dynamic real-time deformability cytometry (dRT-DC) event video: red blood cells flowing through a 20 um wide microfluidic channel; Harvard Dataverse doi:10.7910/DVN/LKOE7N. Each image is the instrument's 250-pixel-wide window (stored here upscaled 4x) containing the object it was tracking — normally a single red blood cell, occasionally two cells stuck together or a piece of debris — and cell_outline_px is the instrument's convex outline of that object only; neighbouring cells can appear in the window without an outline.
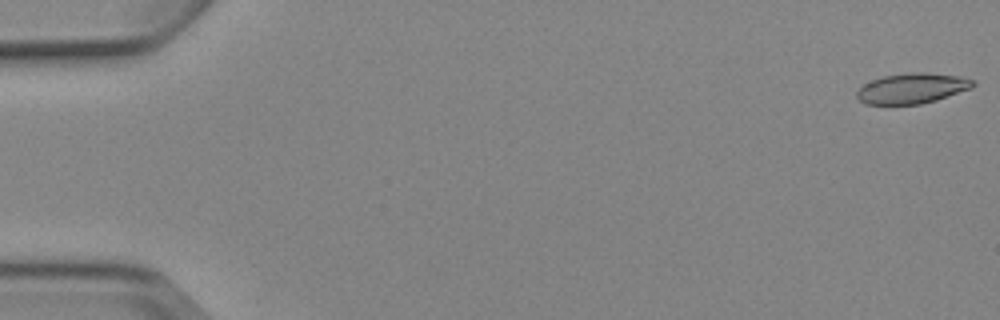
{"species": "Egyptian fruit bat (a non-hibernating species)", "species_latin": "Rousettus aegyptiacus", "temperature_condition": "cold", "stored_images_in_passage": 4, "camera_frame_rate_fps": 3000, "um_per_image_px": 0.085, "animal": {"sex": "female"}, "frame": {"image": 1, "passage_image": 1, "time_ms": 0.0, "image_size_px": [1000, 320], "cell_outline_px": [[976, 84], [972, 88], [936, 100], [920, 104], [864, 104], [856, 96], [856, 92], [864, 84], [872, 80], [884, 76], [908, 72], [928, 72], [960, 76], [976, 80]], "centroid_in_image_um": [77.56, 7.5], "position_along_channel_um": 7.4, "area_um2": 20.63}}